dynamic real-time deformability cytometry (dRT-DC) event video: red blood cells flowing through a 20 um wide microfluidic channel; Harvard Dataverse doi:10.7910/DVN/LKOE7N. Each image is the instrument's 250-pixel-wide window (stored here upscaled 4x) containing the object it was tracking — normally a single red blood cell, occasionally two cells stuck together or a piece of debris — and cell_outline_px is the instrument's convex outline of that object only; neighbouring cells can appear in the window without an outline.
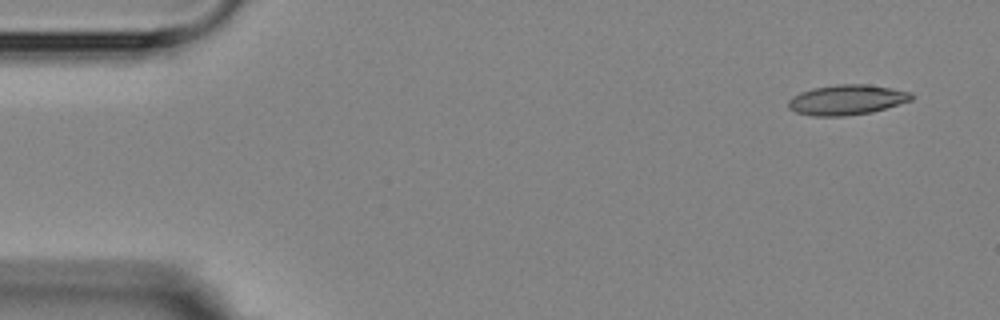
{"species": "Egyptian fruit bat (a non-hibernating species)", "species_latin": "Rousettus aegyptiacus", "temperature_condition": "room temperature", "stored_images_in_passage": 5, "camera_frame_rate_fps": 3000, "um_per_image_px": 0.085, "animal": {"sex": "female"}, "frame": {"image": 1, "passage_image": 1, "time_ms": 0.0, "image_size_px": [1000, 320], "cell_outline_px": [[916, 96], [912, 100], [872, 112], [844, 116], [812, 116], [796, 112], [788, 108], [788, 100], [792, 96], [800, 92], [812, 88], [836, 84], [864, 84], [892, 88], [912, 92]], "centroid_in_image_um": [71.98, 8.48], "position_along_channel_um": 13.0, "area_um2": 21.79}}
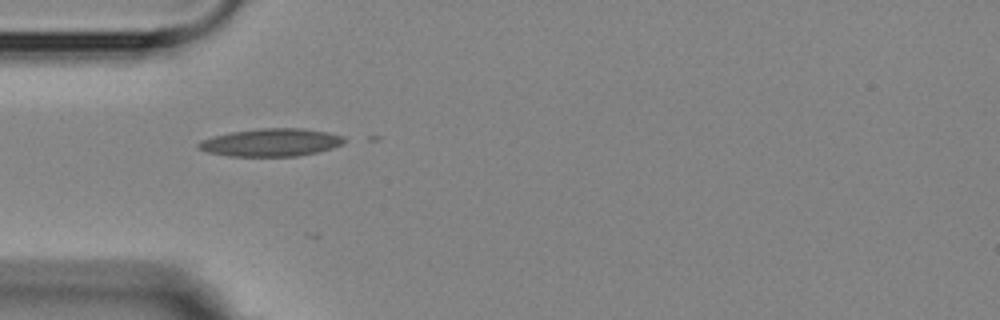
{"frame": {"image": 2, "passage_image": 4, "time_ms": 4.333, "image_size_px": [1000, 320], "cell_outline_px": [[352, 140], [344, 144], [332, 148], [316, 152], [296, 156], [228, 156], [208, 152], [196, 148], [196, 144], [200, 140], [212, 136], [232, 132], [260, 128], [304, 128], [328, 132], [344, 136]], "centroid_in_image_um": [23.08, 12.1], "position_along_channel_um": 61.9, "area_um2": 23.93}}
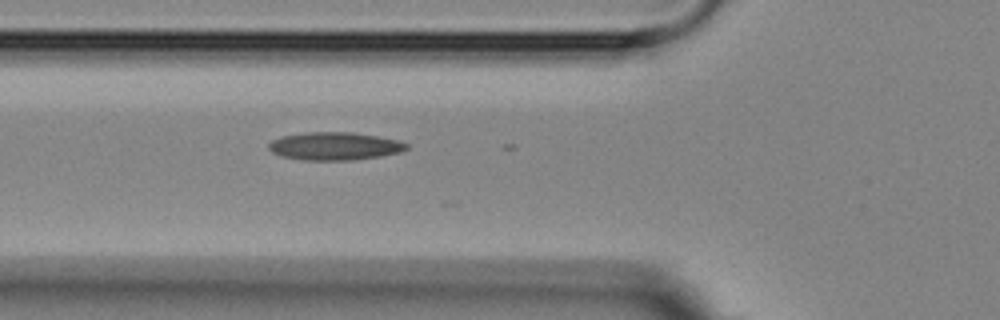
{"frame": {"image": 3, "passage_image": 5, "time_ms": 5.333, "image_size_px": [1000, 320], "cell_outline_px": [[408, 148], [400, 152], [380, 156], [356, 160], [304, 160], [284, 156], [272, 152], [268, 148], [268, 144], [272, 140], [280, 136], [304, 132], [352, 132], [400, 140], [408, 144]], "centroid_in_image_um": [28.45, 12.41], "position_along_channel_um": 97.4, "area_um2": 22.48}}